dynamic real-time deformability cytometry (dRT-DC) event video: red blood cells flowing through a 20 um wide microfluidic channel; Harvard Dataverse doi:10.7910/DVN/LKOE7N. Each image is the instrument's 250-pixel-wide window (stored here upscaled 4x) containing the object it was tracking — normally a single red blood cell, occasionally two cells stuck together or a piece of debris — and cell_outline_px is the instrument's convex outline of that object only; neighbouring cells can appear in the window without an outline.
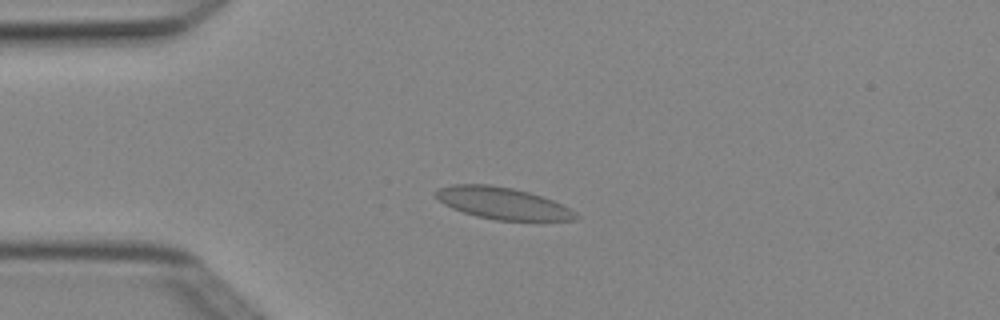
{"species": "Egyptian fruit bat (a non-hibernating species)", "species_latin": "Rousettus aegyptiacus", "temperature_condition": "cold", "stored_images_in_passage": 5, "camera_frame_rate_fps": 3000, "um_per_image_px": 0.085, "animal": {"sex": "female"}, "frame": {"image": 1, "passage_image": 3, "time_ms": 0.667, "image_size_px": [1000, 320], "cell_outline_px": [[580, 216], [576, 220], [496, 220], [476, 216], [452, 208], [444, 204], [432, 192], [440, 188], [452, 184], [488, 184], [512, 188], [528, 192], [552, 200], [576, 212]], "centroid_in_image_um": [42.7, 17.27], "position_along_channel_um": 42.3, "area_um2": 25.72}}
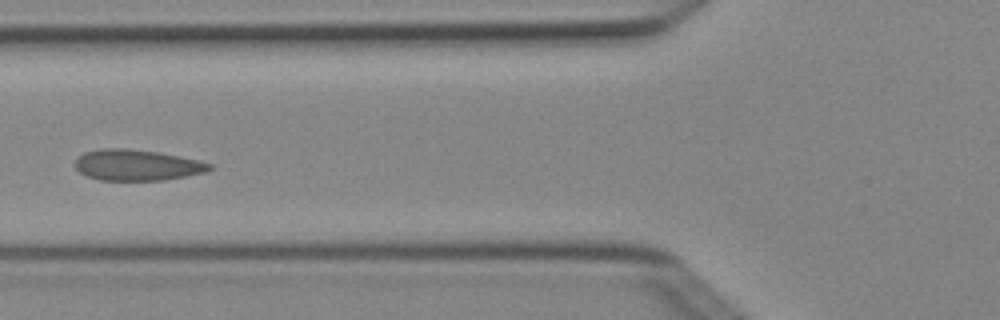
{"frame": {"image": 2, "passage_image": 5, "time_ms": 1.333, "image_size_px": [1000, 320], "cell_outline_px": [[216, 168], [204, 172], [164, 180], [100, 180], [88, 176], [80, 172], [76, 168], [76, 156], [84, 152], [104, 148], [124, 148], [156, 152], [180, 156], [200, 160], [212, 164]], "centroid_in_image_um": [11.66, 14.02], "position_along_channel_um": 114.1, "area_um2": 24.22}}